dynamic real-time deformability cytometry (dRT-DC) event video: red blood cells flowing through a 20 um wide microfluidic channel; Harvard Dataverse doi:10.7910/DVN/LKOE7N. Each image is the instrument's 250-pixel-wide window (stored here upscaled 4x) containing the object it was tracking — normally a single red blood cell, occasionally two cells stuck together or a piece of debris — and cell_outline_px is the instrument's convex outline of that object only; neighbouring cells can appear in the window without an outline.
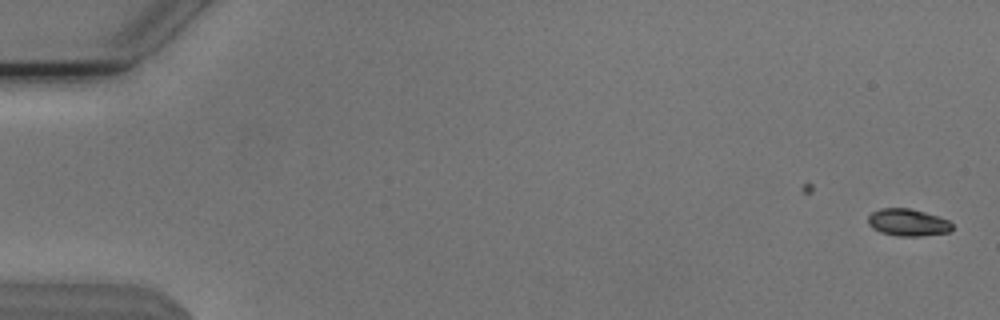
{"species": "Egyptian fruit bat (a non-hibernating species)", "species_latin": "Rousettus aegyptiacus", "temperature_condition": "cold", "stored_images_in_passage": 30, "camera_frame_rate_fps": 3000, "um_per_image_px": 0.085, "animal": {"sex": "male"}, "frame": {"image": 1, "passage_image": 1, "time_ms": 0.0, "image_size_px": [1000, 320], "cell_outline_px": [[952, 228], [948, 232], [920, 236], [900, 236], [880, 232], [872, 228], [868, 224], [868, 216], [872, 212], [880, 208], [908, 208], [924, 212], [948, 220], [952, 224]], "centroid_in_image_um": [77.13, 18.91], "position_along_channel_um": 7.9, "area_um2": 13.18}}
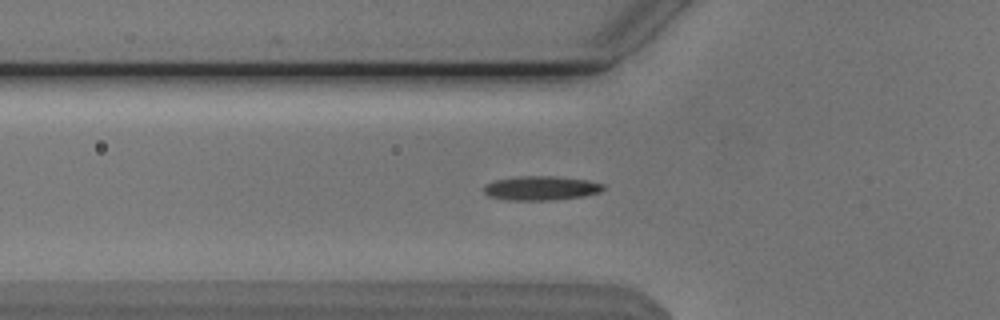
{"frame": {"image": 2, "passage_image": 19, "time_ms": 6.0, "image_size_px": [1000, 320], "cell_outline_px": [[604, 188], [600, 192], [584, 196], [552, 200], [508, 200], [488, 196], [484, 192], [484, 184], [496, 180], [516, 176], [556, 176], [588, 180], [604, 184]], "centroid_in_image_um": [45.98, 15.99], "position_along_channel_um": 79.8, "area_um2": 16.94}}
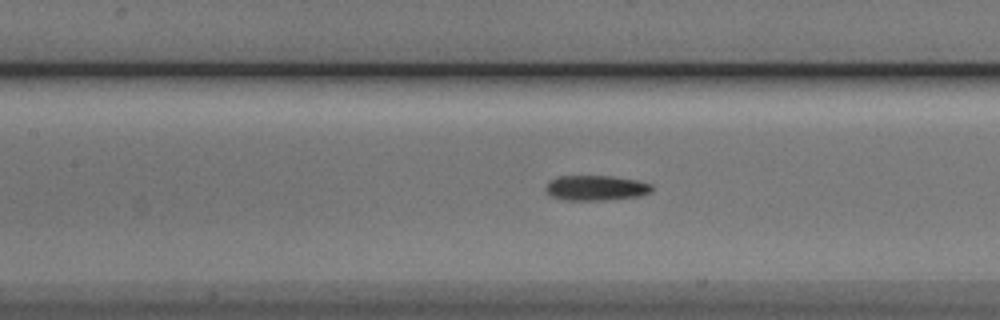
{"frame": {"image": 3, "passage_image": 25, "time_ms": 8.0, "image_size_px": [1000, 320], "cell_outline_px": [[652, 192], [640, 196], [596, 200], [568, 200], [552, 196], [544, 188], [548, 180], [556, 176], [612, 176], [636, 180], [652, 184]], "centroid_in_image_um": [50.64, 15.96], "position_along_channel_um": 156.8, "area_um2": 15.49}}